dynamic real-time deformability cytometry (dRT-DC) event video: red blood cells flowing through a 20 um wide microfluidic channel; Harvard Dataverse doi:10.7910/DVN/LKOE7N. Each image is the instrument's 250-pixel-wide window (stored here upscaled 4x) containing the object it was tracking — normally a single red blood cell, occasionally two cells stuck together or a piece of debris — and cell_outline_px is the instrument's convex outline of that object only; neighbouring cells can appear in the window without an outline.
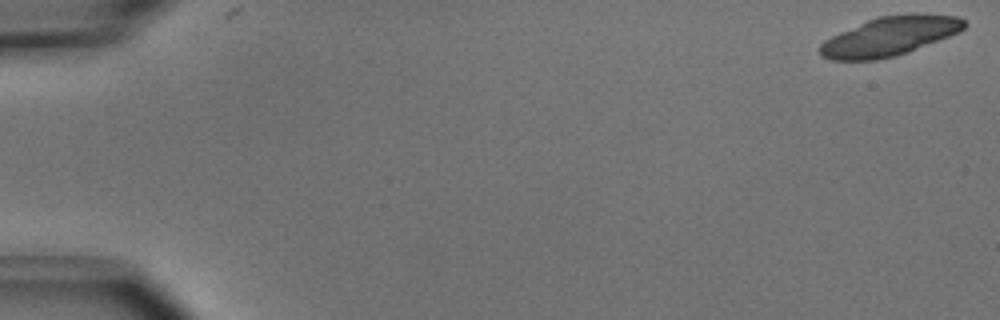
{"species": "common noctule bat (a hibernating species)", "species_latin": "Nyctalus noctula", "temperature_condition": "cold", "stored_images_in_passage": 2, "camera_frame_rate_fps": 3000, "um_per_image_px": 0.085, "animal": {"sex": "male", "body_mass_g": 15.6}, "frame": {"image": 1, "passage_image": 1, "time_ms": 0.0, "image_size_px": [1000, 320], "cell_outline_px": [[968, 24], [960, 32], [908, 52], [876, 60], [832, 60], [820, 56], [820, 44], [824, 40], [840, 32], [868, 20], [880, 16], [908, 12], [924, 12], [956, 16], [964, 20]], "centroid_in_image_um": [75.67, 3.05], "position_along_channel_um": 9.3, "area_um2": 33.12}}